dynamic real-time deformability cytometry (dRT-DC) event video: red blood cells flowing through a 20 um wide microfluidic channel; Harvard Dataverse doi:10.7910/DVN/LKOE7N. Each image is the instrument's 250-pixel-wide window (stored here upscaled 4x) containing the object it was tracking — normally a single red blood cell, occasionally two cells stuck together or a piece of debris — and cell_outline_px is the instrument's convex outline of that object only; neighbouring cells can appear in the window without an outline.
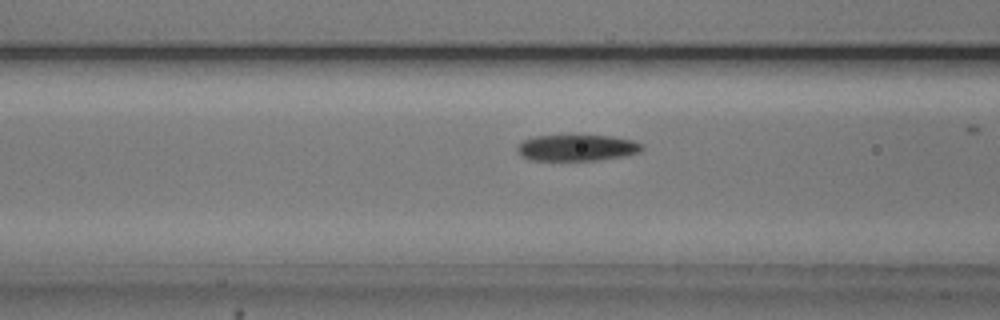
{"species": "common noctule bat (a hibernating species)", "species_latin": "Nyctalus noctula", "temperature_condition": "cold", "stored_images_in_passage": 31, "camera_frame_rate_fps": 3000, "um_per_image_px": 0.085, "animal": {"sex": "male", "body_mass_g": 20.5, "forearm_length_mm": 52.5}, "frame": {"image": 1, "passage_image": 10, "time_ms": 3.0, "image_size_px": [1000, 320], "cell_outline_px": [[644, 148], [640, 152], [624, 156], [596, 160], [528, 160], [520, 156], [516, 148], [524, 140], [536, 136], [612, 136], [632, 140], [644, 144]], "centroid_in_image_um": [49.06, 12.57], "position_along_channel_um": 117.5, "area_um2": 19.02}}
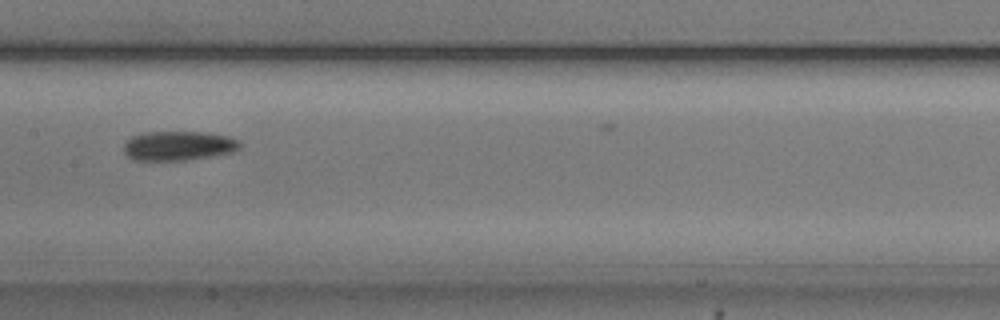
{"frame": {"image": 2, "passage_image": 16, "time_ms": 5.0, "image_size_px": [1000, 320], "cell_outline_px": [[240, 148], [232, 152], [212, 156], [184, 160], [132, 160], [124, 152], [124, 144], [132, 136], [144, 132], [200, 132], [228, 136], [240, 140]], "centroid_in_image_um": [15.16, 12.39], "position_along_channel_um": 192.2, "area_um2": 19.83}}
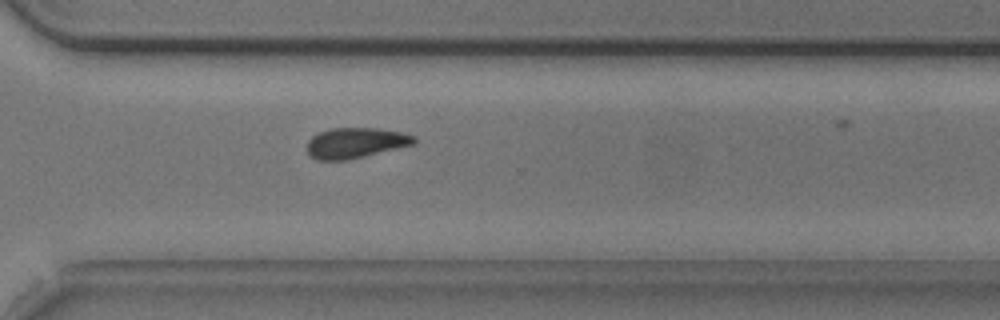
{"frame": {"image": 3, "passage_image": 28, "time_ms": 9.0, "image_size_px": [1000, 320], "cell_outline_px": [[416, 144], [344, 160], [316, 160], [308, 152], [308, 140], [312, 136], [320, 132], [332, 128], [380, 128], [400, 132], [416, 136]], "centroid_in_image_um": [30.24, 12.13], "position_along_channel_um": 340.4, "area_um2": 18.79}}